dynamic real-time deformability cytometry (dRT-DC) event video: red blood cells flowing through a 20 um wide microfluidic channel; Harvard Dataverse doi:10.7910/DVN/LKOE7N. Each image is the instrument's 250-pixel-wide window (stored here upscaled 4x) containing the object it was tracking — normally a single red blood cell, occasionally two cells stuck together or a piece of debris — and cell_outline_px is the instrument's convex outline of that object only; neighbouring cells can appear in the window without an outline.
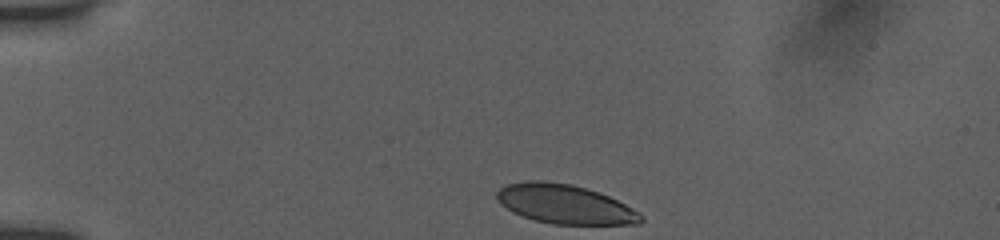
{"species": "human", "species_latin": "Homo sapiens", "temperature_condition": "room temperature", "stored_images_in_passage": 36, "camera_frame_rate_fps": 3000, "um_per_image_px": 0.085, "donor": {"sex": "female"}, "frame": {"image": 1, "passage_image": 1, "time_ms": 0.0, "image_size_px": [1000, 240], "cell_outline_px": [[644, 220], [640, 224], [552, 224], [536, 220], [512, 212], [500, 204], [496, 200], [496, 192], [500, 188], [508, 184], [524, 180], [544, 180], [572, 184], [608, 196], [640, 212], [644, 216]], "centroid_in_image_um": [47.99, 17.35], "position_along_channel_um": 37.0, "area_um2": 32.95}}
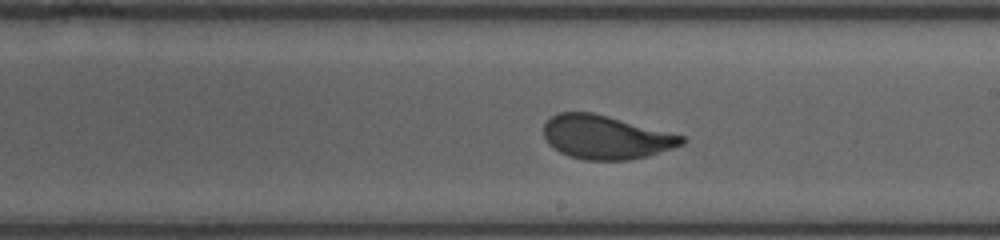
{"frame": {"image": 2, "passage_image": 21, "time_ms": 6.667, "image_size_px": [1000, 240], "cell_outline_px": [[688, 140], [684, 144], [648, 156], [628, 160], [584, 160], [568, 156], [552, 148], [548, 144], [544, 136], [544, 124], [552, 116], [560, 112], [592, 112], [684, 136]], "centroid_in_image_um": [51.48, 11.67], "position_along_channel_um": 237.5, "area_um2": 35.08}}
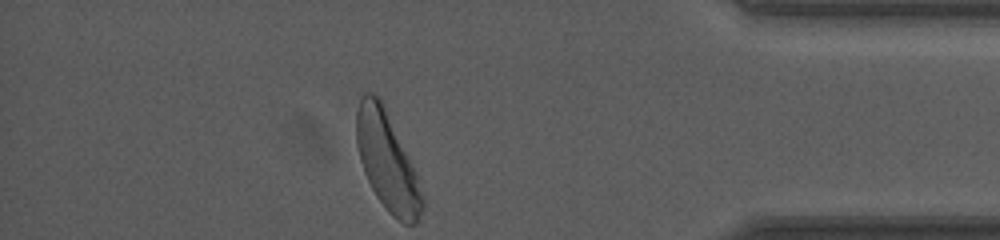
{"frame": {"image": 3, "passage_image": 36, "time_ms": 11.667, "image_size_px": [1000, 240], "cell_outline_px": [[424, 208], [416, 224], [404, 224], [392, 216], [388, 212], [376, 196], [364, 172], [360, 160], [356, 144], [356, 112], [360, 100], [364, 92], [372, 92], [380, 100], [416, 172], [424, 196]], "centroid_in_image_um": [32.91, 13.78], "position_along_channel_um": 402.3, "area_um2": 37.28}, "authors_computed_cell_mechanics": {"area_um2": 35.836, "velocity_mm_per_s": 3.8827, "shape_relaxation_time_tau1_ms": 2.9378, "shape_relaxation_time_tau2_ms": null, "deformation_change_tau1": 0.14, "deformation_change_tau2": null}}